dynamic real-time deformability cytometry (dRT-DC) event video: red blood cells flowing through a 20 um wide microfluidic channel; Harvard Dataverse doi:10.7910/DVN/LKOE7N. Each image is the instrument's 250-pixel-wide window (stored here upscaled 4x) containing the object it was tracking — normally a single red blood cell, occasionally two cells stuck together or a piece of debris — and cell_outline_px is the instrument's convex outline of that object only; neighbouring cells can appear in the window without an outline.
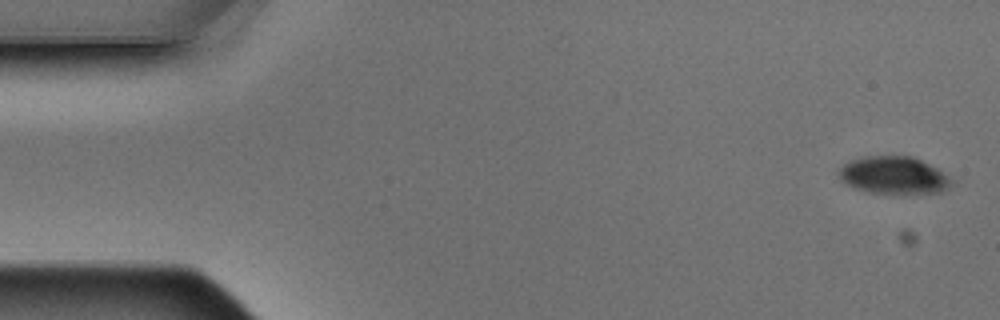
{"species": "Egyptian fruit bat (a non-hibernating species)", "species_latin": "Rousettus aegyptiacus", "temperature_condition": "warm", "stored_images_in_passage": 6, "segment_of_instrument_passage": [1, 2], "camera_frame_rate_fps": 3000, "um_per_image_px": 0.085, "animal": {"sex": "male"}, "frame": {"image": 1, "passage_image": 1, "time_ms": 0.0, "image_size_px": [1000, 320], "cell_outline_px": [[956, 184], [940, 192], [904, 196], [868, 192], [852, 188], [844, 184], [840, 180], [836, 172], [844, 164], [852, 160], [864, 156], [912, 156], [936, 168], [956, 180]], "centroid_in_image_um": [75.99, 14.95], "position_along_channel_um": 9.0, "area_um2": 25.61}}
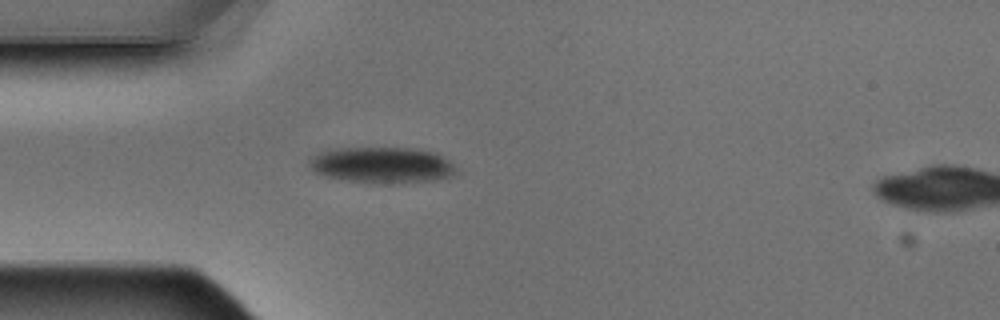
{"frame": {"image": 2, "passage_image": 5, "time_ms": 1.333, "image_size_px": [1000, 320], "cell_outline_px": [[456, 172], [452, 176], [432, 180], [392, 184], [380, 184], [344, 180], [324, 176], [316, 172], [308, 164], [308, 160], [320, 152], [332, 148], [412, 148], [436, 152], [444, 156], [456, 168]], "centroid_in_image_um": [32.47, 14.03], "position_along_channel_um": 52.5, "area_um2": 31.1}}